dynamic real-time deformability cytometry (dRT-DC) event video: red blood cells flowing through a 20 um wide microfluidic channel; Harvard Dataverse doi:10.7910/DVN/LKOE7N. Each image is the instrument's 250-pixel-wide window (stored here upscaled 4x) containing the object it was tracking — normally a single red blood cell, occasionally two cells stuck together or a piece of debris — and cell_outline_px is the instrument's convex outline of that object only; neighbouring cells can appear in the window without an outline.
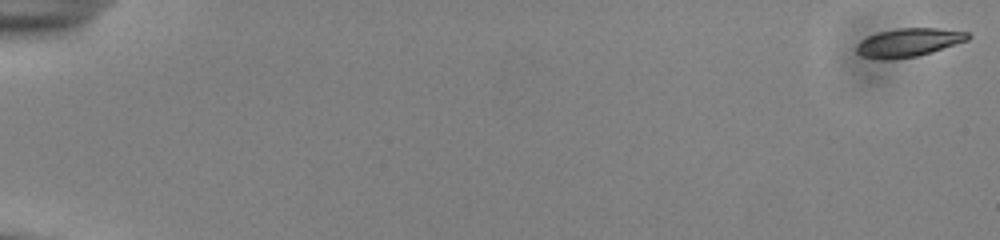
{"species": "common noctule bat (a hibernating species)", "species_latin": "Nyctalus noctula", "temperature_condition": "cold", "stored_images_in_passage": 38, "camera_frame_rate_fps": 3000, "um_per_image_px": 0.085, "animal": {"sex": "male", "body_mass_g": 13.0, "forearm_length_mm": 53.1}, "frame": {"image": 1, "passage_image": 1, "time_ms": 0.0, "image_size_px": [1000, 240], "cell_outline_px": [[972, 36], [968, 40], [932, 52], [916, 56], [884, 60], [876, 60], [864, 56], [856, 52], [856, 44], [868, 36], [880, 32], [896, 28], [936, 28], [968, 32]], "centroid_in_image_um": [77.23, 3.61], "position_along_channel_um": 7.8, "area_um2": 18.44}}
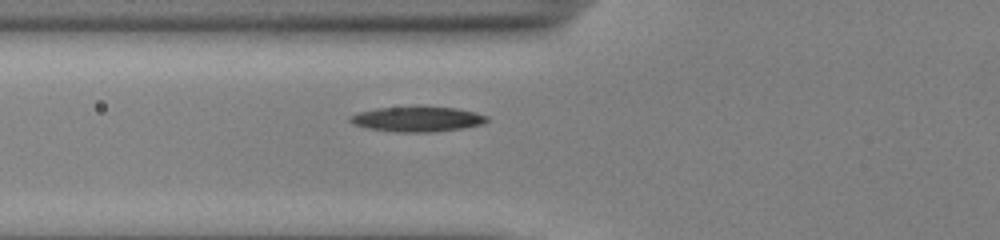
{"frame": {"image": 2, "passage_image": 22, "time_ms": 7.0, "image_size_px": [1000, 240], "cell_outline_px": [[488, 120], [480, 124], [460, 128], [432, 132], [396, 132], [368, 128], [352, 124], [348, 120], [348, 116], [356, 112], [376, 108], [456, 108], [476, 112], [488, 116]], "centroid_in_image_um": [35.4, 10.14], "position_along_channel_um": 90.4, "area_um2": 19.59}}
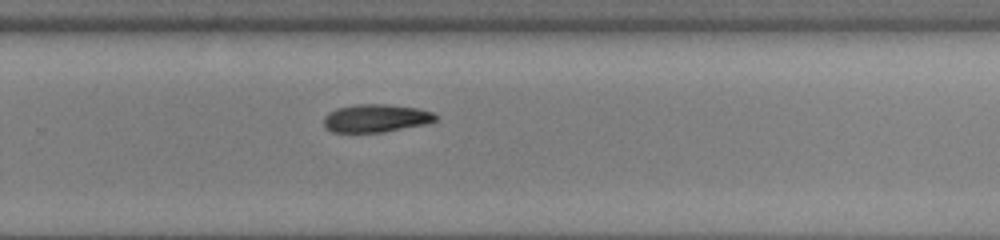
{"frame": {"image": 3, "passage_image": 38, "time_ms": 12.333, "image_size_px": [1000, 240], "cell_outline_px": [[440, 116], [436, 120], [424, 124], [384, 132], [332, 132], [324, 128], [324, 116], [328, 112], [336, 108], [356, 104], [388, 104], [416, 108], [432, 112]], "centroid_in_image_um": [31.93, 10.04], "position_along_channel_um": 297.9, "area_um2": 18.32}}